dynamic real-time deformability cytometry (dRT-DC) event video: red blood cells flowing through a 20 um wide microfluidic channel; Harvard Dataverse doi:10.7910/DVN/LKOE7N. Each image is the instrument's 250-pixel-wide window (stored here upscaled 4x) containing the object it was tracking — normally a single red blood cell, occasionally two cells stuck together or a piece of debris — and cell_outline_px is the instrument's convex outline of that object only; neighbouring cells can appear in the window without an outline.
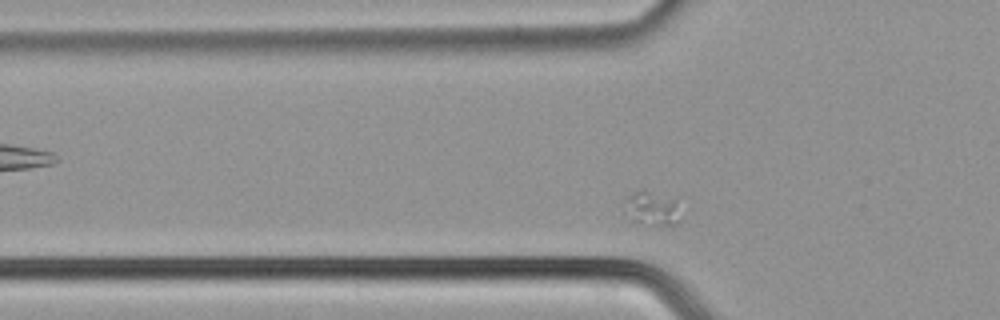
{"species": "common noctule bat (a hibernating species)", "species_latin": "Nyctalus noctula", "temperature_condition": "cold", "stored_images_in_passage": 7, "camera_frame_rate_fps": 3000, "um_per_image_px": 0.085, "animal": {"sex": "male", "body_mass_g": 21.5, "forearm_length_mm": 52.0}, "frame": {"image": 1, "passage_image": 3, "time_ms": 0.667, "image_size_px": [1000, 320], "cell_outline_px": [[680, 220], [676, 224], [660, 224], [632, 220], [624, 212], [624, 200], [632, 192], [644, 188], [672, 200]], "centroid_in_image_um": [55.29, 17.67], "position_along_channel_um": 70.5, "area_um2": 10.52}}